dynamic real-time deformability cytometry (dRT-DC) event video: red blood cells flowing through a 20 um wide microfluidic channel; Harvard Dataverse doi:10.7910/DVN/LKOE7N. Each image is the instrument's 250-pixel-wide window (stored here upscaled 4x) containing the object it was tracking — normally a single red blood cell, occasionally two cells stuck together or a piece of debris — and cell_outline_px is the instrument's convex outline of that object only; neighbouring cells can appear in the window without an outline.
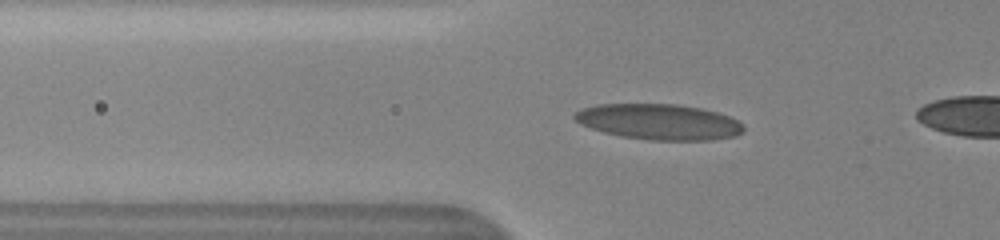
{"species": "human", "species_latin": "Homo sapiens", "temperature_condition": "cold", "stored_images_in_passage": 4, "camera_frame_rate_fps": 3000, "um_per_image_px": 0.085, "donor": {"sex": "female"}, "frame": {"image": 1, "passage_image": 2, "time_ms": 0.333, "image_size_px": [1000, 240], "cell_outline_px": [[744, 132], [736, 136], [712, 140], [652, 140], [620, 136], [604, 132], [580, 124], [572, 116], [576, 112], [584, 108], [600, 104], [676, 104], [700, 108], [716, 112], [728, 116], [736, 120], [744, 128]], "centroid_in_image_um": [56.02, 10.36], "position_along_channel_um": 69.8, "area_um2": 34.91}}